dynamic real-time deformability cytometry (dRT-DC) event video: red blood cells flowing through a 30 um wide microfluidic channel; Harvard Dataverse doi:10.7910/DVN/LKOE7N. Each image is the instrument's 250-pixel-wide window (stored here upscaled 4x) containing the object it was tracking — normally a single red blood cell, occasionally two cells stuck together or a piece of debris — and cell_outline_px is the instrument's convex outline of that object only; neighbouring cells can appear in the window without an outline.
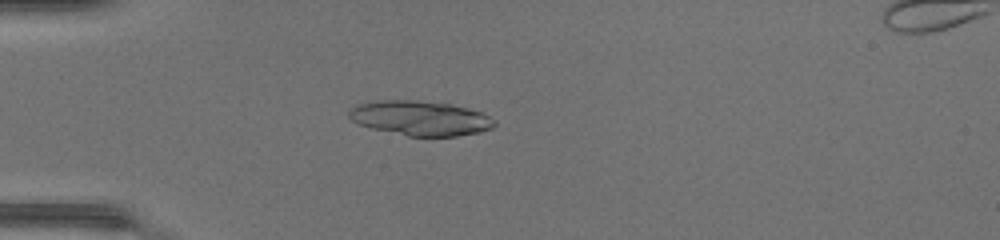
{"species": "common noctule bat (a hibernating species)", "species_latin": "Nyctalus noctula", "temperature_condition": "warm", "stored_images_in_passage": 48, "camera_frame_rate_fps": 3000, "um_per_image_px": 0.085, "animal": {"sex": "female", "body_mass_g": 17.0, "forearm_length_mm": 48.0}, "frame": {"image": 1, "passage_image": 15, "time_ms": 4.667, "image_size_px": [1000, 240], "cell_outline_px": [[496, 124], [492, 128], [480, 132], [456, 136], [408, 136], [372, 128], [360, 124], [352, 120], [348, 116], [348, 112], [356, 104], [376, 100], [416, 100], [448, 104], [468, 108], [484, 112]], "centroid_in_image_um": [35.72, 10.04], "position_along_channel_um": 49.3, "area_um2": 29.3}}
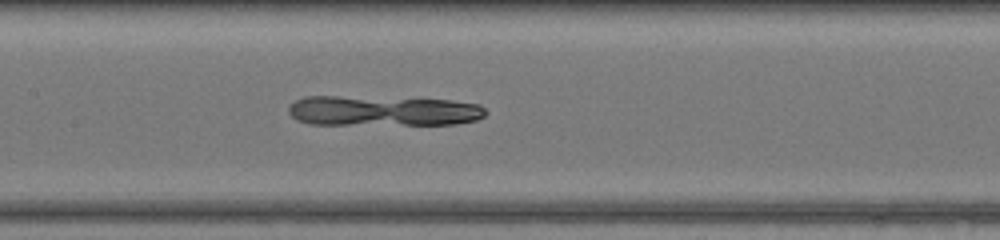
{"frame": {"image": 2, "passage_image": 25, "time_ms": 8.0, "image_size_px": [1000, 240], "cell_outline_px": [[488, 112], [484, 116], [476, 120], [456, 124], [308, 124], [296, 120], [288, 112], [288, 108], [296, 100], [304, 96], [340, 96], [452, 100], [480, 104]], "centroid_in_image_um": [32.55, 9.42], "position_along_channel_um": 174.8, "area_um2": 34.8}}
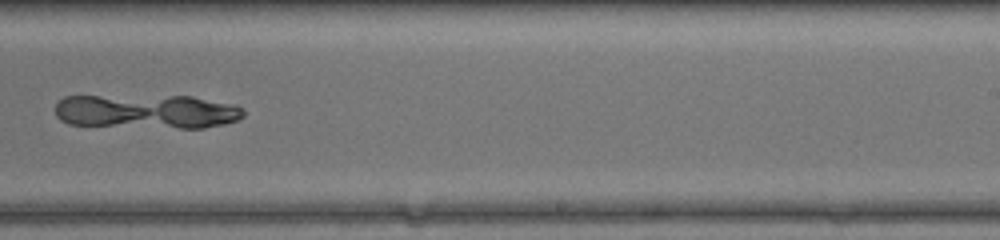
{"frame": {"image": 3, "passage_image": 32, "time_ms": 10.333, "image_size_px": [1000, 240], "cell_outline_px": [[244, 116], [236, 120], [224, 124], [204, 128], [180, 128], [68, 124], [60, 120], [56, 116], [56, 104], [64, 96], [192, 96], [236, 104], [244, 112]], "centroid_in_image_um": [12.49, 9.47], "position_along_channel_um": 276.5, "area_um2": 37.63}}